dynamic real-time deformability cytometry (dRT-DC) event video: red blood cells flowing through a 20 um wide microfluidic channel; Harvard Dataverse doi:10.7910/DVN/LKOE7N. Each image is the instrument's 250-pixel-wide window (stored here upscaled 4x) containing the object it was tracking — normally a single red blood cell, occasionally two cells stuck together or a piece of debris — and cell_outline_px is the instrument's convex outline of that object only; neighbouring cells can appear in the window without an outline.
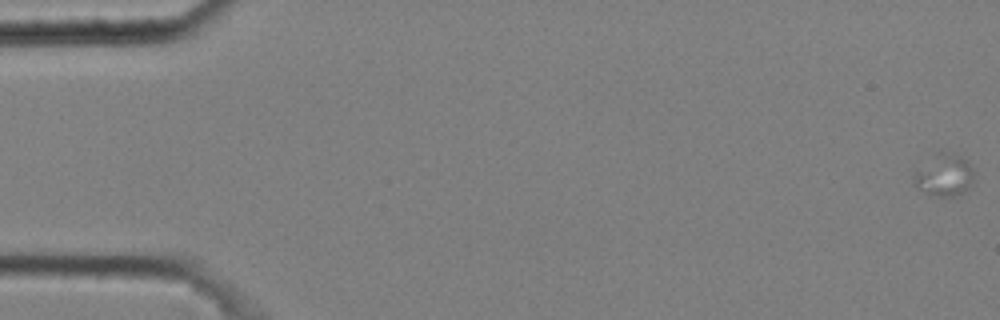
{"species": "common noctule bat (a hibernating species)", "species_latin": "Nyctalus noctula", "temperature_condition": "cold", "stored_images_in_passage": 19, "camera_frame_rate_fps": 3000, "um_per_image_px": 0.085, "animal": {"sex": "male", "body_mass_g": 20.4}, "frame": {"image": 1, "passage_image": 1, "time_ms": 0.0, "image_size_px": [1000, 320], "cell_outline_px": [[972, 180], [968, 188], [964, 192], [952, 196], [940, 196], [928, 192], [920, 188], [912, 180], [916, 172], [940, 148], [960, 156], [968, 164], [972, 172]], "centroid_in_image_um": [80.26, 14.84], "position_along_channel_um": 4.7, "area_um2": 14.16}}